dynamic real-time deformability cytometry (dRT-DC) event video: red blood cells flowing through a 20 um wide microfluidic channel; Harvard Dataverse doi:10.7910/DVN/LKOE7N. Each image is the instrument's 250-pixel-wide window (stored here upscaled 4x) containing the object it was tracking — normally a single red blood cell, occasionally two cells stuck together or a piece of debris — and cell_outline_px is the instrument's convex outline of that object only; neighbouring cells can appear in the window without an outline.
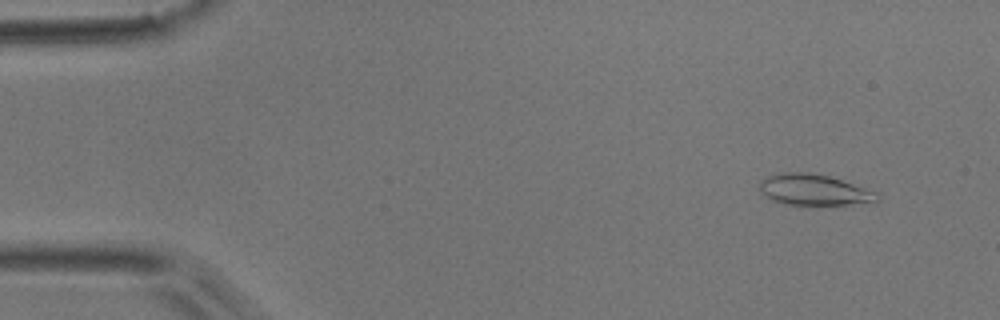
{"species": "common noctule bat (a hibernating species)", "species_latin": "Nyctalus noctula", "temperature_condition": "room temperature", "stored_images_in_passage": 12, "camera_frame_rate_fps": 3000, "um_per_image_px": 0.085, "animal": {"sex": "male", "body_mass_g": 17.9}, "frame": {"image": 1, "passage_image": 4, "time_ms": 1.0, "image_size_px": [1000, 320], "cell_outline_px": [[880, 200], [816, 208], [800, 208], [784, 204], [772, 200], [760, 192], [760, 180], [768, 176], [780, 172], [808, 172], [828, 176], [880, 192]], "centroid_in_image_um": [69.18, 16.19], "position_along_channel_um": 15.8, "area_um2": 22.25}}